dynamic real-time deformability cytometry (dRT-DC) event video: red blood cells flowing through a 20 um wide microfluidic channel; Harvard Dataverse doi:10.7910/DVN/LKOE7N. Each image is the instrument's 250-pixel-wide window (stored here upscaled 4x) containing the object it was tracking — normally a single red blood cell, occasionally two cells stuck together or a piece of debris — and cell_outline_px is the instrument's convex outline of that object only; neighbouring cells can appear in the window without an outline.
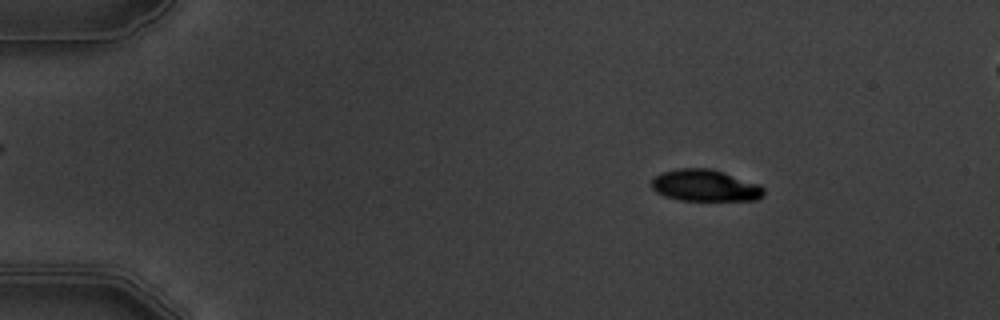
{"species": "common noctule bat (a hibernating species)", "species_latin": "Nyctalus noctula", "temperature_condition": "warm", "stored_images_in_passage": 5, "camera_frame_rate_fps": 3000, "um_per_image_px": 0.085, "animal": {"sex": "male", "body_mass_g": 19.5, "forearm_length_mm": 54.6}, "frame": {"image": 1, "passage_image": 2, "time_ms": 1.333, "image_size_px": [1000, 320], "cell_outline_px": [[764, 192], [756, 200], [680, 200], [664, 196], [656, 192], [652, 188], [652, 176], [660, 172], [676, 168], [708, 168], [724, 172], [760, 184], [764, 188]], "centroid_in_image_um": [59.89, 15.75], "position_along_channel_um": 25.1, "area_um2": 20.87}}